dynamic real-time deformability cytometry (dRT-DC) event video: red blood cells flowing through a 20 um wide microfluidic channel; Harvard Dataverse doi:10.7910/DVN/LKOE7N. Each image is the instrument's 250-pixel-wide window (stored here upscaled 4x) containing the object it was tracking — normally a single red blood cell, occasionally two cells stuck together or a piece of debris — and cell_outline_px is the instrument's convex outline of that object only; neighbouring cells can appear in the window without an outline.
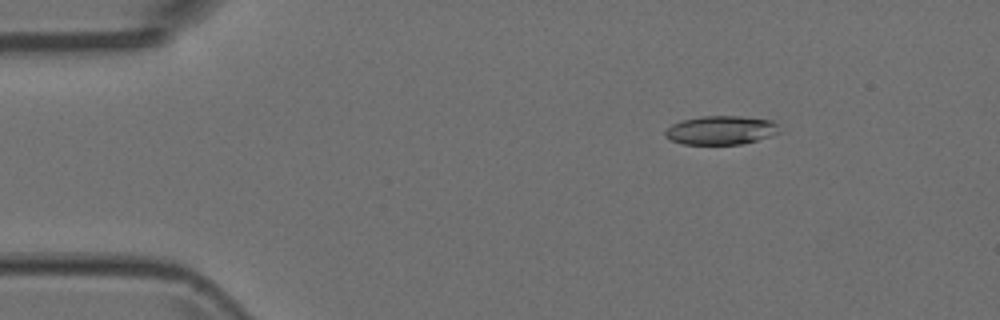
{"species": "Egyptian fruit bat (a non-hibernating species)", "species_latin": "Rousettus aegyptiacus", "temperature_condition": "room temperature", "stored_images_in_passage": 4, "camera_frame_rate_fps": 3000, "um_per_image_px": 0.085, "animal": {"sex": "female"}, "frame": {"image": 1, "passage_image": 2, "time_ms": 0.333, "image_size_px": [1000, 320], "cell_outline_px": [[776, 132], [768, 136], [756, 140], [740, 144], [684, 144], [672, 140], [664, 136], [664, 132], [672, 124], [680, 120], [700, 116], [740, 116], [772, 120], [776, 124]], "centroid_in_image_um": [61.2, 11.05], "position_along_channel_um": 23.8, "area_um2": 18.84}}